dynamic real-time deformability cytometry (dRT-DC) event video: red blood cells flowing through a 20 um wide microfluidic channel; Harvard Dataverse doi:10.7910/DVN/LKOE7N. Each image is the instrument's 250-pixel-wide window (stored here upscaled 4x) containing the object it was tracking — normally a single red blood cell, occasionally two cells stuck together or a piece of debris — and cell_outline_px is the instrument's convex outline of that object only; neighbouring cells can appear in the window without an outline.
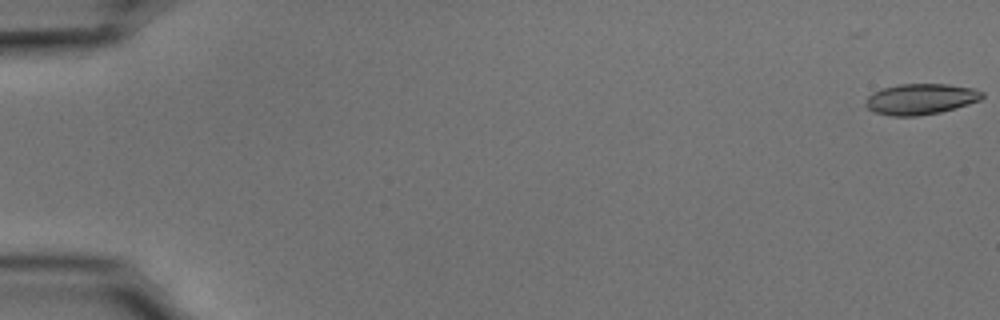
{"species": "common noctule bat (a hibernating species)", "species_latin": "Nyctalus noctula", "temperature_condition": "cold", "stored_images_in_passage": 25, "camera_frame_rate_fps": 3000, "um_per_image_px": 0.085, "animal": {"sex": "male", "body_mass_g": 15.6}, "frame": {"image": 1, "passage_image": 1, "time_ms": 0.0, "image_size_px": [1000, 320], "cell_outline_px": [[984, 96], [980, 100], [968, 104], [940, 112], [920, 116], [892, 116], [876, 112], [868, 108], [864, 104], [864, 100], [872, 92], [884, 88], [900, 84], [948, 84], [972, 88], [984, 92]], "centroid_in_image_um": [78.25, 8.42], "position_along_channel_um": 6.8, "area_um2": 20.92}}
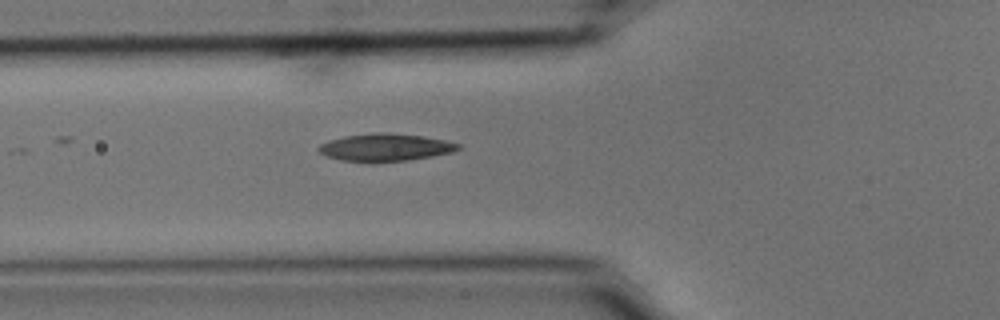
{"frame": {"image": 2, "passage_image": 21, "time_ms": 6.667, "image_size_px": [1000, 320], "cell_outline_px": [[464, 148], [452, 152], [432, 156], [408, 160], [372, 164], [340, 160], [328, 156], [320, 152], [316, 148], [320, 144], [328, 140], [344, 136], [372, 132], [380, 132], [424, 136], [444, 140], [460, 144]], "centroid_in_image_um": [32.73, 12.54], "position_along_channel_um": 93.1, "area_um2": 22.89}}
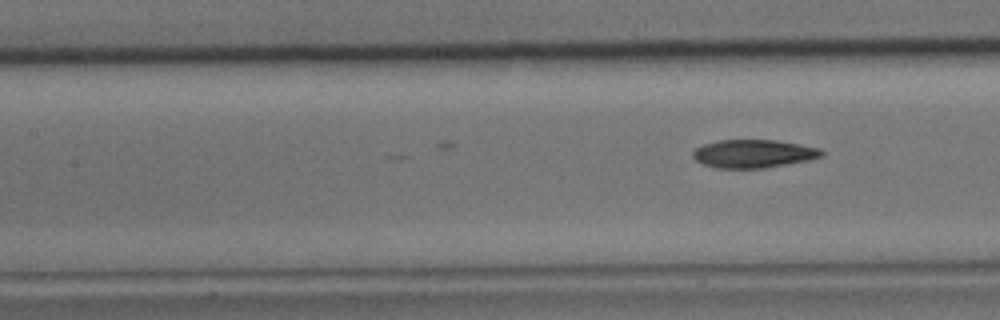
{"frame": {"image": 3, "passage_image": 25, "time_ms": 8.0, "image_size_px": [1000, 320], "cell_outline_px": [[824, 156], [808, 160], [764, 168], [716, 168], [704, 164], [696, 160], [692, 156], [692, 152], [696, 148], [704, 144], [716, 140], [776, 140], [800, 144], [820, 148], [824, 152]], "centroid_in_image_um": [64.05, 13.06], "position_along_channel_um": 143.3, "area_um2": 21.15}}